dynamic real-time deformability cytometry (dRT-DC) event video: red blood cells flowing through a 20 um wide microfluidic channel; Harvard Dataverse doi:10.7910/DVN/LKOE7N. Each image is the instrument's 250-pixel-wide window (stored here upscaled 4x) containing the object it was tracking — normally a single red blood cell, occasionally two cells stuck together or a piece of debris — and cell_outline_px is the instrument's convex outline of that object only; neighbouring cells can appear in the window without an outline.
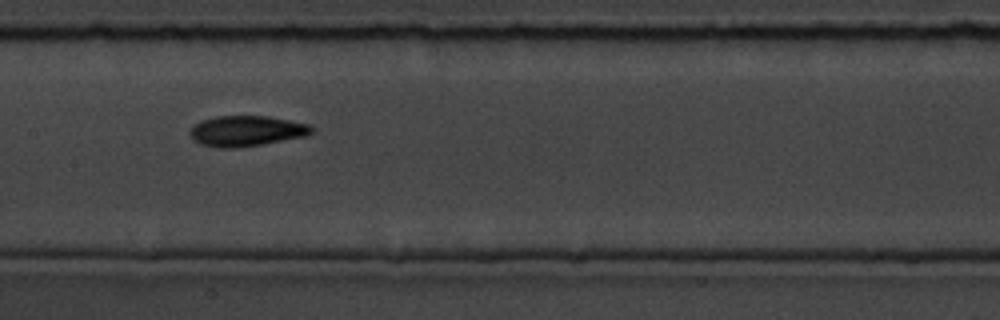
{"species": "common noctule bat (a hibernating species)", "species_latin": "Nyctalus noctula", "temperature_condition": "room temperature", "stored_images_in_passage": 14, "camera_frame_rate_fps": 3000, "um_per_image_px": 0.085, "animal": {"sex": "male", "body_mass_g": 19.5, "forearm_length_mm": 54.6}, "frame": {"image": 1, "passage_image": 5, "time_ms": 4.667, "image_size_px": [1000, 320], "cell_outline_px": [[312, 132], [304, 136], [260, 144], [232, 148], [220, 148], [200, 144], [188, 132], [192, 124], [200, 120], [216, 116], [268, 116], [308, 124], [312, 128]], "centroid_in_image_um": [20.87, 11.12], "position_along_channel_um": 186.5, "area_um2": 21.39}}
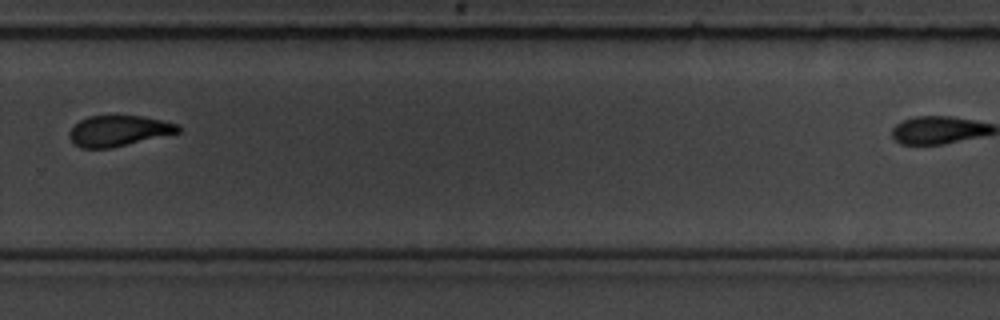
{"frame": {"image": 2, "passage_image": 8, "time_ms": 8.333, "image_size_px": [1000, 320], "cell_outline_px": [[180, 132], [112, 148], [80, 148], [68, 136], [68, 132], [80, 120], [88, 116], [144, 116], [180, 124]], "centroid_in_image_um": [10.1, 11.12], "position_along_channel_um": 319.7, "area_um2": 19.42}}